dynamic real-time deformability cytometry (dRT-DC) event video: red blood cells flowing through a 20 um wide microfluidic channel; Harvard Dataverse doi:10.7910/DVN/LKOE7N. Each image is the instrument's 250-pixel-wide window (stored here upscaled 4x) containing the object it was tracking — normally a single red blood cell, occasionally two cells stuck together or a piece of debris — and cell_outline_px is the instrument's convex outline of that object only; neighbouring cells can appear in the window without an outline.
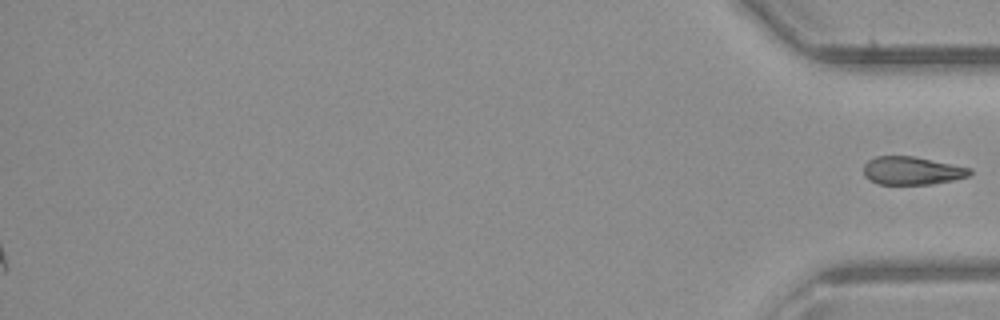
{"species": "common noctule bat (a hibernating species)", "species_latin": "Nyctalus noctula", "temperature_condition": "room temperature", "stored_images_in_passage": 29, "segment_of_instrument_passage": [2, 2], "camera_frame_rate_fps": 3000, "um_per_image_px": 0.085, "animal": {"sex": "male", "body_mass_g": 23.1, "forearm_length_mm": 52.7}, "frame": {"image": 1, "passage_image": 29, "time_ms": 9.333, "image_size_px": [1000, 320], "cell_outline_px": [[972, 172], [968, 176], [952, 180], [932, 184], [876, 184], [868, 180], [864, 176], [864, 164], [868, 160], [876, 156], [912, 156], [972, 168]], "centroid_in_image_um": [77.48, 14.51], "position_along_channel_um": 357.7, "area_um2": 17.4}}